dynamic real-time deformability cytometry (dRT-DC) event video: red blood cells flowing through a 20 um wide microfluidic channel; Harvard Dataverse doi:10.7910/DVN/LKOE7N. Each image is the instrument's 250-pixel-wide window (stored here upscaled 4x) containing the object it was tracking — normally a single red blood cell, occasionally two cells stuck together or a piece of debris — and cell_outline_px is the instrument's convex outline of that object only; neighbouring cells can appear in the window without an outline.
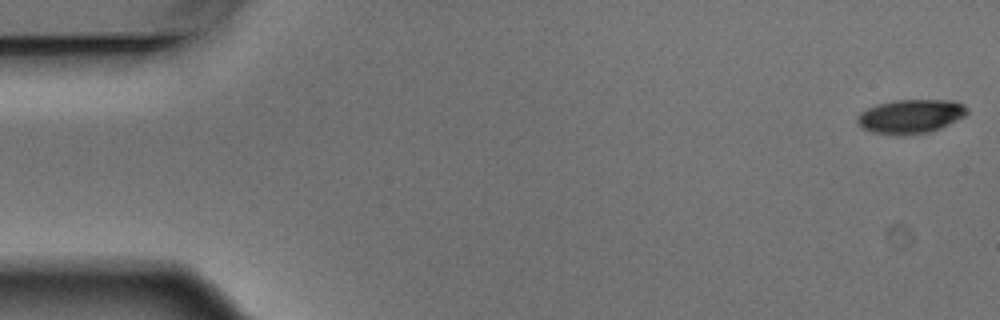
{"species": "Egyptian fruit bat (a non-hibernating species)", "species_latin": "Rousettus aegyptiacus", "temperature_condition": "warm", "stored_images_in_passage": 5, "camera_frame_rate_fps": 3000, "um_per_image_px": 0.085, "animal": {"sex": "male"}, "frame": {"image": 1, "passage_image": 1, "time_ms": 0.0, "image_size_px": [1000, 320], "cell_outline_px": [[968, 112], [964, 116], [940, 128], [928, 132], [900, 136], [892, 136], [872, 132], [864, 128], [856, 120], [856, 116], [860, 112], [876, 104], [896, 100], [956, 100], [964, 104], [968, 108]], "centroid_in_image_um": [77.4, 9.89], "position_along_channel_um": 7.6, "area_um2": 21.91}}
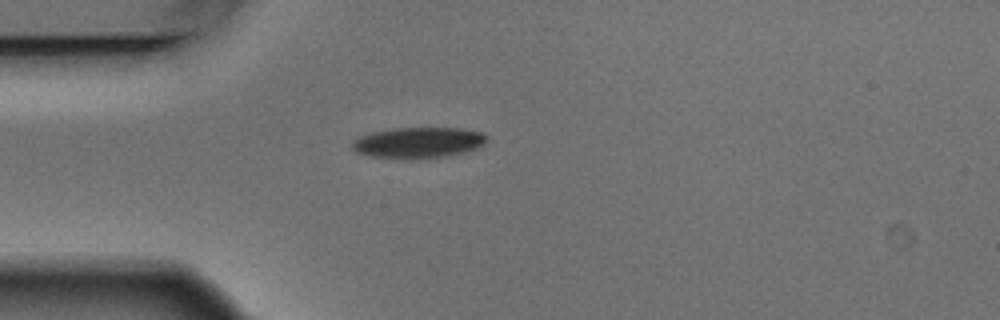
{"frame": {"image": 2, "passage_image": 5, "time_ms": 1.333, "image_size_px": [1000, 320], "cell_outline_px": [[488, 140], [484, 144], [476, 148], [464, 152], [448, 156], [420, 160], [408, 160], [372, 156], [356, 152], [352, 148], [352, 140], [360, 136], [372, 132], [392, 128], [464, 128], [480, 132], [488, 136]], "centroid_in_image_um": [35.56, 12.14], "position_along_channel_um": 49.4, "area_um2": 24.68}}